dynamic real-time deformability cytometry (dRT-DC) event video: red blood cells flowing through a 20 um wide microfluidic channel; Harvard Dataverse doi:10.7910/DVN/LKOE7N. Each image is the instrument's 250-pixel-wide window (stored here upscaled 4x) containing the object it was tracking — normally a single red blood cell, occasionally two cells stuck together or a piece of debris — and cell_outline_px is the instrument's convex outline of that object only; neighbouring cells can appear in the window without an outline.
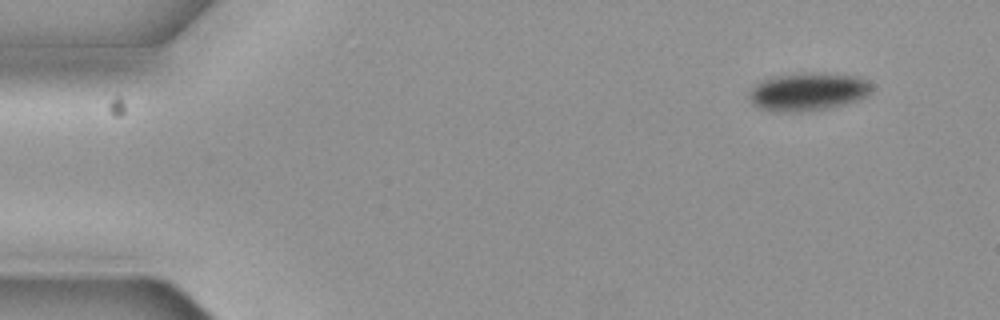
{"species": "common noctule bat (a hibernating species)", "species_latin": "Nyctalus noctula", "temperature_condition": "cold", "stored_images_in_passage": 3, "camera_frame_rate_fps": 3000, "um_per_image_px": 0.085, "animal": {"sex": "female", "body_mass_g": 19.3, "forearm_length_mm": 54.1}, "frame": {"image": 1, "passage_image": 1, "time_ms": 0.0, "image_size_px": [1000, 320], "cell_outline_px": [[872, 92], [868, 96], [860, 100], [828, 108], [796, 112], [776, 112], [760, 108], [752, 104], [748, 96], [748, 92], [760, 80], [772, 76], [796, 72], [824, 72], [860, 76], [868, 80], [872, 88]], "centroid_in_image_um": [68.69, 7.77], "position_along_channel_um": 16.3, "area_um2": 27.98}}